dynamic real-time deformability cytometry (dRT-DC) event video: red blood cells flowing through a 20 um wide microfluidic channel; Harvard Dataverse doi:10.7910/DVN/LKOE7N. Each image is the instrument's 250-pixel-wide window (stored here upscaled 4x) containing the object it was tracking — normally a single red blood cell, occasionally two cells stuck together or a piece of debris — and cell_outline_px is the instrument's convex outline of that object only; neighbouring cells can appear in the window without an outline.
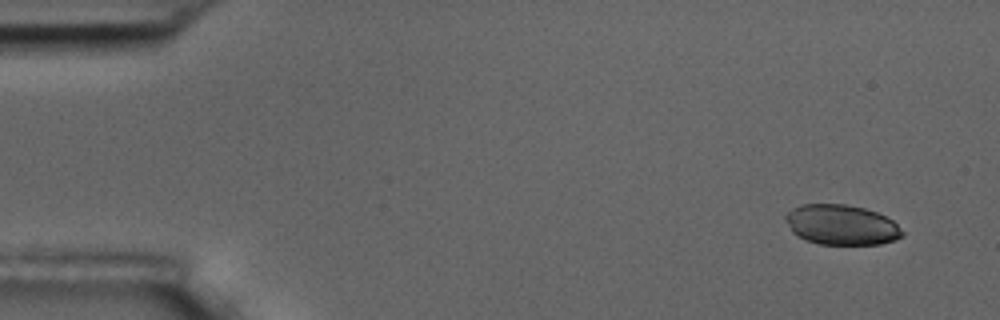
{"species": "common noctule bat (a hibernating species)", "species_latin": "Nyctalus noctula", "temperature_condition": "room temperature", "stored_images_in_passage": 4, "camera_frame_rate_fps": 3000, "um_per_image_px": 0.085, "animal": {"sex": "male", "body_mass_g": 17.5, "forearm_length_mm": 52.3}, "frame": {"image": 1, "passage_image": 1, "time_ms": 0.0, "image_size_px": [1000, 320], "cell_outline_px": [[904, 236], [896, 240], [880, 244], [820, 244], [804, 240], [796, 236], [792, 232], [784, 220], [784, 216], [792, 208], [800, 204], [844, 204], [864, 208], [876, 212], [892, 220], [904, 232]], "centroid_in_image_um": [71.49, 19.11], "position_along_channel_um": 13.5, "area_um2": 27.51}}
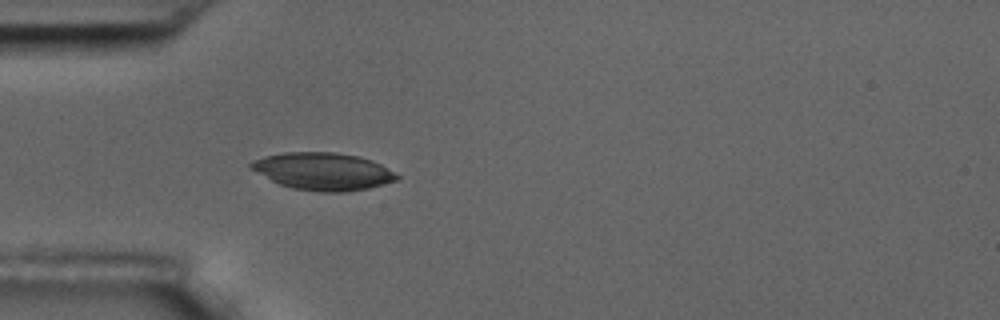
{"frame": {"image": 2, "passage_image": 4, "time_ms": 4.333, "image_size_px": [1000, 320], "cell_outline_px": [[400, 176], [396, 180], [384, 184], [368, 188], [344, 192], [320, 192], [292, 188], [280, 184], [248, 168], [248, 164], [252, 160], [264, 156], [284, 152], [332, 152], [356, 156], [372, 160], [396, 172]], "centroid_in_image_um": [27.44, 14.56], "position_along_channel_um": 57.6, "area_um2": 31.79}}